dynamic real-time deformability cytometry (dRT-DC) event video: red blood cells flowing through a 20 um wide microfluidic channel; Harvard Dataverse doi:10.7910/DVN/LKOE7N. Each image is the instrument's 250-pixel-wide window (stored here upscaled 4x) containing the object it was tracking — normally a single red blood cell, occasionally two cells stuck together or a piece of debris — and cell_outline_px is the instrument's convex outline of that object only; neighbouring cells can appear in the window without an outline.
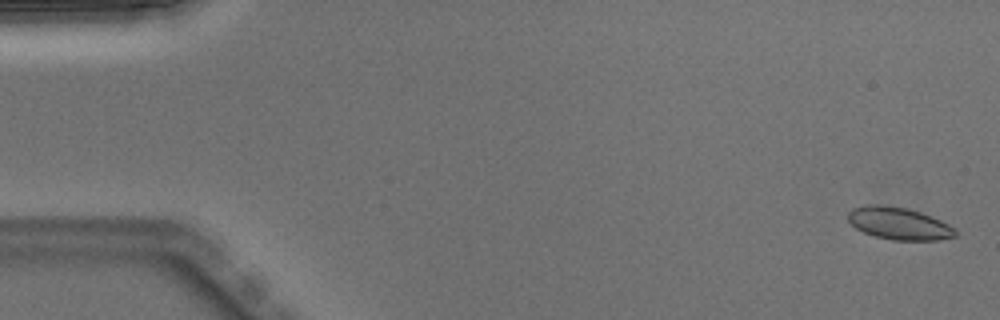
{"species": "Egyptian fruit bat (a non-hibernating species)", "species_latin": "Rousettus aegyptiacus", "temperature_condition": "warm", "stored_images_in_passage": 5, "camera_frame_rate_fps": 3000, "um_per_image_px": 0.085, "animal": {"sex": "male"}, "frame": {"image": 1, "passage_image": 1, "time_ms": 0.0, "image_size_px": [1000, 320], "cell_outline_px": [[956, 236], [940, 240], [892, 240], [876, 236], [864, 232], [856, 228], [848, 220], [848, 212], [852, 208], [864, 204], [880, 204], [908, 208], [932, 216], [948, 224], [956, 232]], "centroid_in_image_um": [76.38, 18.98], "position_along_channel_um": 8.6, "area_um2": 20.23}}
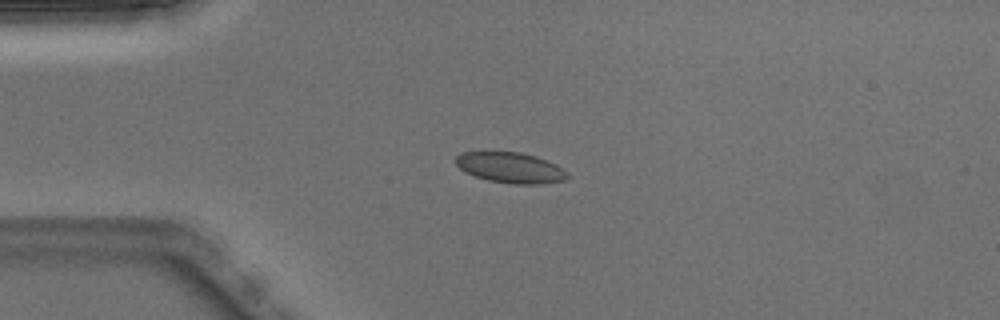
{"frame": {"image": 2, "passage_image": 4, "time_ms": 1.0, "image_size_px": [1000, 320], "cell_outline_px": [[568, 176], [564, 180], [544, 184], [512, 184], [488, 180], [464, 172], [456, 164], [456, 156], [460, 152], [520, 152], [536, 156], [556, 164], [568, 172]], "centroid_in_image_um": [43.4, 14.25], "position_along_channel_um": 41.6, "area_um2": 19.94}}